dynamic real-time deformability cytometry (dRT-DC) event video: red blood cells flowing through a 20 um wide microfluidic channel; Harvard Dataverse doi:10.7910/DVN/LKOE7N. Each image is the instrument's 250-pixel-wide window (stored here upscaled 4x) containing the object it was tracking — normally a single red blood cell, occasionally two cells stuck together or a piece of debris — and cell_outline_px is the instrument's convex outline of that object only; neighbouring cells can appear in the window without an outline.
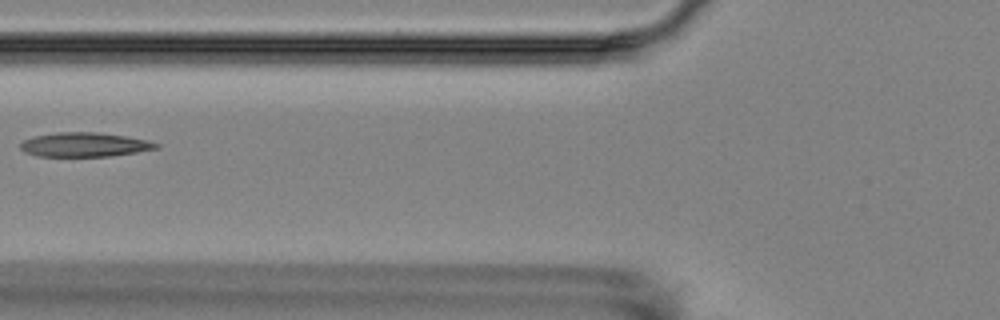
{"species": "Egyptian fruit bat (a non-hibernating species)", "species_latin": "Rousettus aegyptiacus", "temperature_condition": "room temperature", "stored_images_in_passage": 14, "camera_frame_rate_fps": 3000, "um_per_image_px": 0.085, "animal": {"sex": "female"}, "frame": {"image": 1, "passage_image": 5, "time_ms": 4.667, "image_size_px": [1000, 320], "cell_outline_px": [[160, 148], [136, 152], [108, 156], [36, 156], [24, 152], [20, 148], [20, 144], [24, 140], [32, 136], [56, 132], [96, 132], [128, 136], [148, 140], [160, 144]], "centroid_in_image_um": [7.18, 12.29], "position_along_channel_um": 118.6, "area_um2": 19.31}}
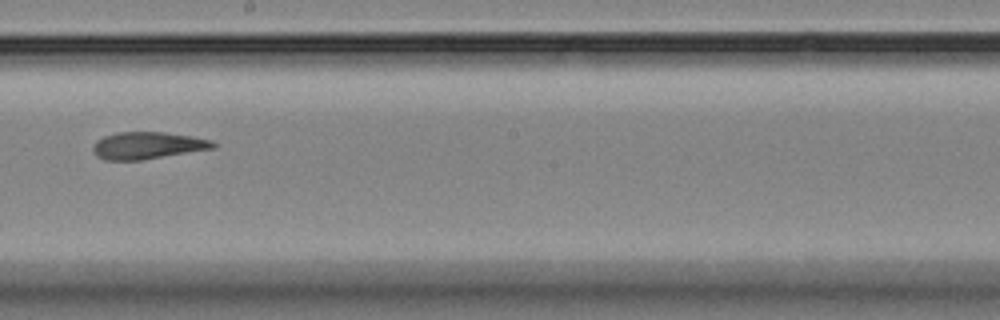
{"frame": {"image": 2, "passage_image": 8, "time_ms": 8.0, "image_size_px": [1000, 320], "cell_outline_px": [[216, 148], [140, 160], [104, 160], [96, 156], [92, 152], [92, 148], [96, 140], [104, 136], [116, 132], [164, 132], [192, 136], [212, 140], [216, 144]], "centroid_in_image_um": [12.52, 12.36], "position_along_channel_um": 235.7, "area_um2": 19.07}}
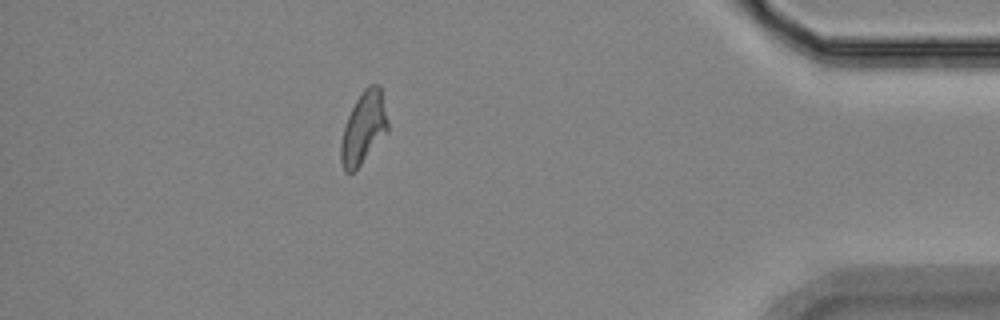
{"frame": {"image": 3, "passage_image": 13, "time_ms": 14.0, "image_size_px": [1000, 320], "cell_outline_px": [[388, 132], [360, 164], [352, 172], [344, 172], [340, 160], [340, 144], [344, 124], [356, 100], [364, 88], [368, 84], [380, 84], [388, 120]], "centroid_in_image_um": [30.9, 10.85], "position_along_channel_um": 404.3, "area_um2": 19.71}, "authors_computed_cell_mechanics": {"area_um2": 19.7387, "velocity_mm_per_s": 3.519, "shape_relaxation_time_tau1_ms": null, "shape_relaxation_time_tau2_ms": 2.6755, "deformation_change_tau1": null, "deformation_change_tau2": 0.0832}}